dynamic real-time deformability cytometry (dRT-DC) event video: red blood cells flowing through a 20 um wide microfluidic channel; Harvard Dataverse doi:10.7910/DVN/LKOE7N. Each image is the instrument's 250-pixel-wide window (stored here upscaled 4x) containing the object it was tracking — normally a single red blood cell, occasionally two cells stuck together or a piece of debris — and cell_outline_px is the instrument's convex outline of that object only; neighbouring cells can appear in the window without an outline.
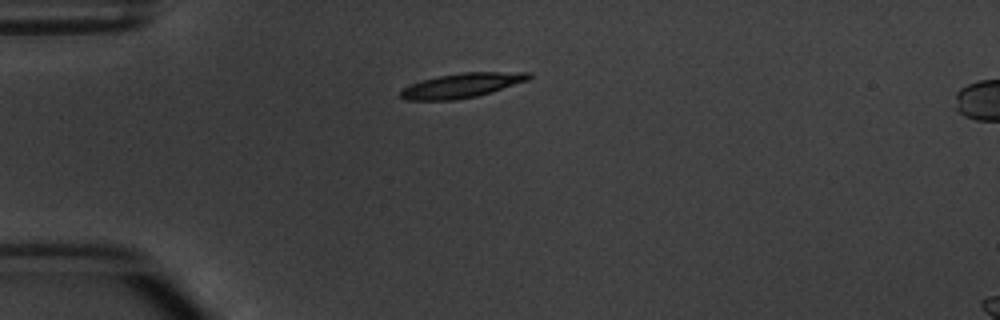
{"species": "common noctule bat (a hibernating species)", "species_latin": "Nyctalus noctula", "temperature_condition": "warm", "stored_images_in_passage": 6, "camera_frame_rate_fps": 3000, "um_per_image_px": 0.085, "animal": {"sex": "male", "body_mass_g": 20.1, "forearm_length_mm": 53.5}, "frame": {"image": 1, "passage_image": 6, "time_ms": 6.667, "image_size_px": [1000, 320], "cell_outline_px": [[532, 76], [528, 80], [492, 92], [476, 96], [456, 100], [408, 100], [400, 96], [400, 92], [404, 88], [412, 84], [424, 80], [440, 76], [464, 72], [532, 72]], "centroid_in_image_um": [39.31, 7.26], "position_along_channel_um": 45.7, "area_um2": 18.09}}